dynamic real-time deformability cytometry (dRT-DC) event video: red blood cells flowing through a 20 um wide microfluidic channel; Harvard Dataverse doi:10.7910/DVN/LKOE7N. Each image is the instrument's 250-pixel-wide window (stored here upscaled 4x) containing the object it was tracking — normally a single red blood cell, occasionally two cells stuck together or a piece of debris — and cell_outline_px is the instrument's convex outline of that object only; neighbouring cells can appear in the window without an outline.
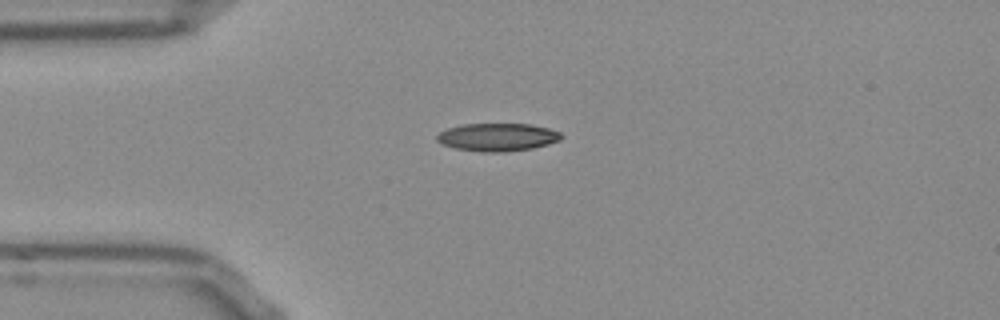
{"species": "Egyptian fruit bat (a non-hibernating species)", "species_latin": "Rousettus aegyptiacus", "temperature_condition": "room temperature", "stored_images_in_passage": 41, "camera_frame_rate_fps": 3000, "um_per_image_px": 0.085, "frame": {"image": 1, "passage_image": 1, "time_ms": 0.0, "image_size_px": [1000, 320], "cell_outline_px": [[564, 136], [560, 140], [548, 144], [532, 148], [504, 152], [480, 152], [456, 148], [444, 144], [436, 140], [436, 136], [440, 132], [448, 128], [464, 124], [528, 124], [548, 128], [560, 132]], "centroid_in_image_um": [42.3, 11.66], "position_along_channel_um": 42.7, "area_um2": 20.11}}
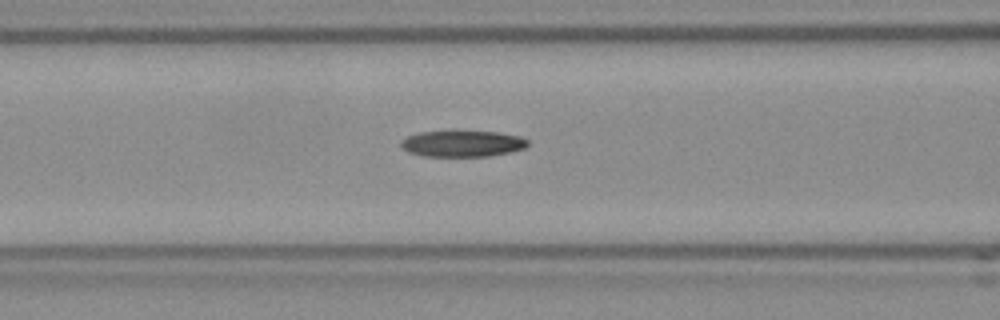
{"frame": {"image": 2, "passage_image": 9, "time_ms": 2.667, "image_size_px": [1000, 320], "cell_outline_px": [[528, 144], [524, 148], [512, 152], [488, 156], [424, 156], [408, 152], [400, 144], [400, 140], [408, 136], [420, 132], [500, 132], [520, 136], [528, 140]], "centroid_in_image_um": [39.33, 12.22], "position_along_channel_um": 127.3, "area_um2": 19.19}}
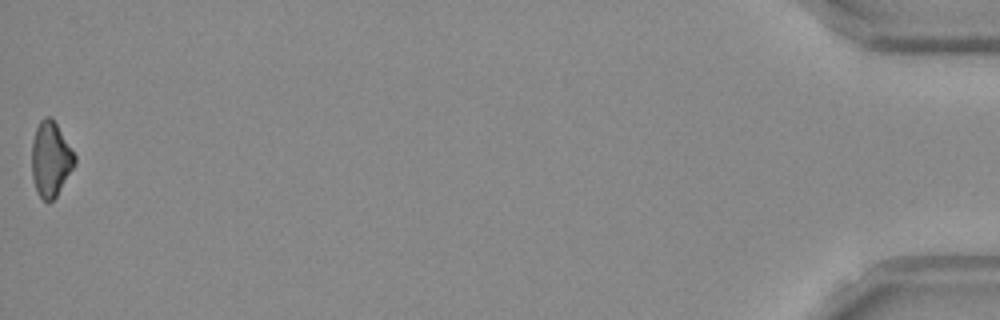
{"frame": {"image": 3, "passage_image": 41, "time_ms": 13.333, "image_size_px": [1000, 320], "cell_outline_px": [[76, 164], [56, 196], [52, 200], [44, 200], [36, 192], [32, 176], [32, 140], [36, 128], [40, 120], [44, 116], [48, 116], [56, 124], [76, 156]], "centroid_in_image_um": [4.3, 13.53], "position_along_channel_um": 430.9, "area_um2": 18.55}}